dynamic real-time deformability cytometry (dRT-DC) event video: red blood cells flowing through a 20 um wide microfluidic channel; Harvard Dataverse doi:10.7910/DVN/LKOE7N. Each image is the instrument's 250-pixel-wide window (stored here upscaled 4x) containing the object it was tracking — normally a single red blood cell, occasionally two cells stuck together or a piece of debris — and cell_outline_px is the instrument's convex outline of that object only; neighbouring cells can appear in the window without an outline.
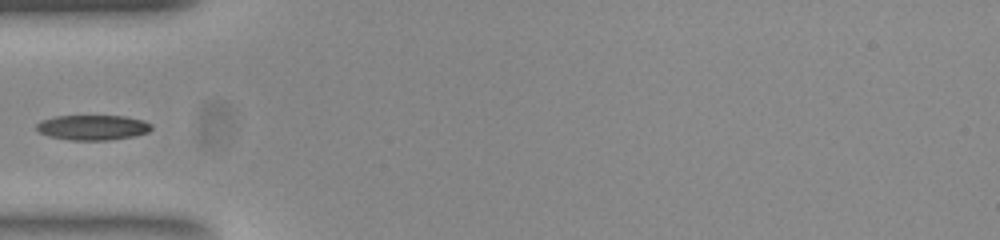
{"species": "common noctule bat (a hibernating species)", "species_latin": "Nyctalus noctula", "temperature_condition": "room temperature", "stored_images_in_passage": 36, "camera_frame_rate_fps": 3000, "um_per_image_px": 0.085, "animal": {"sex": "female", "body_mass_g": 23.0, "forearm_length_mm": 53.4}, "frame": {"image": 1, "passage_image": 1, "time_ms": 0.0, "image_size_px": [1000, 240], "cell_outline_px": [[152, 128], [148, 132], [132, 136], [108, 140], [72, 140], [48, 136], [40, 132], [36, 128], [36, 124], [40, 120], [56, 116], [124, 116], [144, 120], [152, 124]], "centroid_in_image_um": [7.88, 10.83], "position_along_channel_um": 77.1, "area_um2": 16.76}}
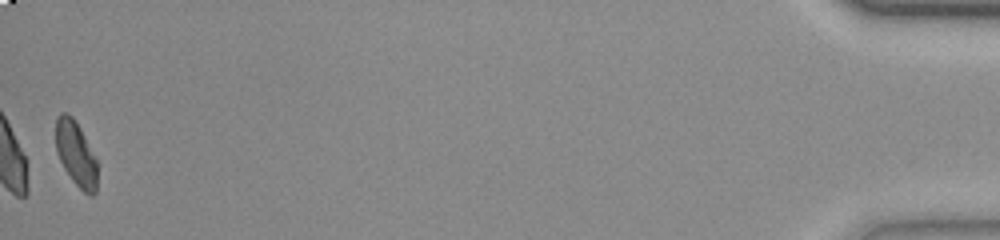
{"frame": {"image": 2, "passage_image": 36, "time_ms": 11.667, "image_size_px": [1000, 240], "cell_outline_px": [[96, 192], [92, 196], [88, 196], [72, 180], [64, 168], [56, 152], [56, 116], [60, 112], [68, 112], [72, 116], [80, 128], [96, 160]], "centroid_in_image_um": [6.43, 13.05], "position_along_channel_um": 428.8, "area_um2": 15.55}}